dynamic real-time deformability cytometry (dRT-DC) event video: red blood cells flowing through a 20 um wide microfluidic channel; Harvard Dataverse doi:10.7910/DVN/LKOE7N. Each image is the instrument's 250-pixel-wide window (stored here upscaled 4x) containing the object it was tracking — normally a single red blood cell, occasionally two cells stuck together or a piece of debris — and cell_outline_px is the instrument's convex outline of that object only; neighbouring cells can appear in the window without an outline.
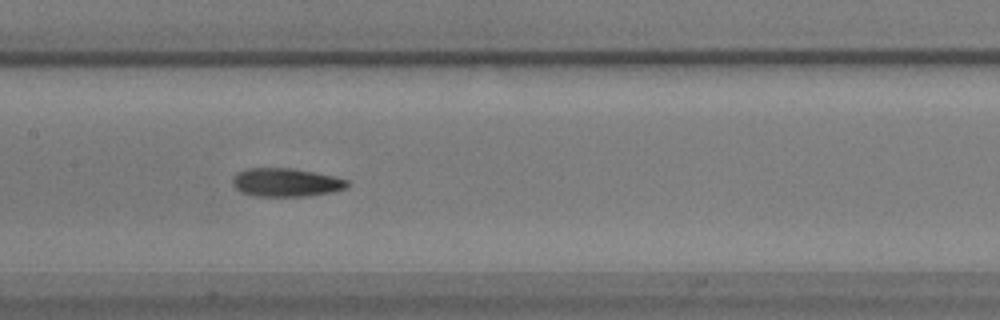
{"species": "common noctule bat (a hibernating species)", "species_latin": "Nyctalus noctula", "temperature_condition": "warm", "stored_images_in_passage": 47, "camera_frame_rate_fps": 3000, "um_per_image_px": 0.085, "animal": {"sex": "male", "body_mass_g": 17.9}, "frame": {"image": 1, "passage_image": 25, "time_ms": 8.0, "image_size_px": [1000, 320], "cell_outline_px": [[348, 188], [332, 192], [308, 196], [256, 196], [240, 192], [232, 184], [232, 180], [236, 172], [248, 168], [292, 168], [332, 176], [348, 180]], "centroid_in_image_um": [24.29, 15.51], "position_along_channel_um": 183.1, "area_um2": 19.02}}
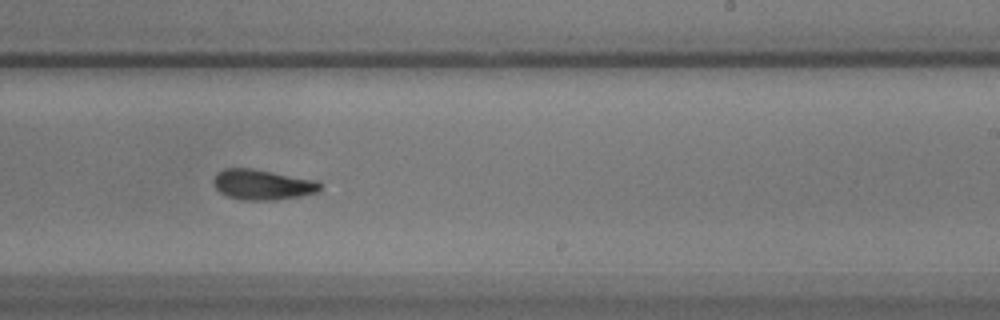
{"frame": {"image": 2, "passage_image": 32, "time_ms": 10.333, "image_size_px": [1000, 320], "cell_outline_px": [[320, 192], [300, 196], [276, 200], [244, 200], [228, 196], [220, 192], [216, 188], [212, 180], [216, 172], [224, 168], [252, 168], [320, 180]], "centroid_in_image_um": [22.33, 15.68], "position_along_channel_um": 266.7, "area_um2": 19.13}}
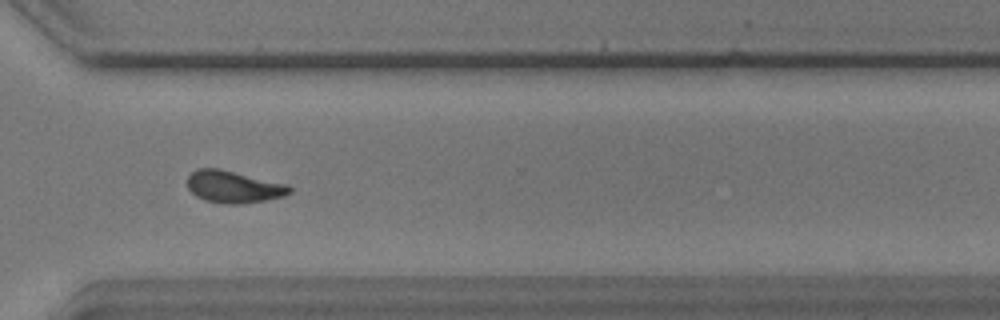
{"frame": {"image": 3, "passage_image": 39, "time_ms": 12.667, "image_size_px": [1000, 320], "cell_outline_px": [[292, 192], [284, 196], [268, 200], [240, 204], [224, 204], [204, 200], [196, 196], [188, 188], [188, 176], [196, 168], [220, 168], [288, 184], [292, 188]], "centroid_in_image_um": [19.88, 15.88], "position_along_channel_um": 350.7, "area_um2": 19.36}, "authors_computed_cell_mechanics": {"area_um2": 18.5538, "velocity_mm_per_s": 3.6009, "shape_relaxation_time_tau1_ms": 4.0448, "shape_relaxation_time_tau2_ms": 3.3945, "deformation_change_tau1": 0.1521, "deformation_change_tau2": 0.0816}}